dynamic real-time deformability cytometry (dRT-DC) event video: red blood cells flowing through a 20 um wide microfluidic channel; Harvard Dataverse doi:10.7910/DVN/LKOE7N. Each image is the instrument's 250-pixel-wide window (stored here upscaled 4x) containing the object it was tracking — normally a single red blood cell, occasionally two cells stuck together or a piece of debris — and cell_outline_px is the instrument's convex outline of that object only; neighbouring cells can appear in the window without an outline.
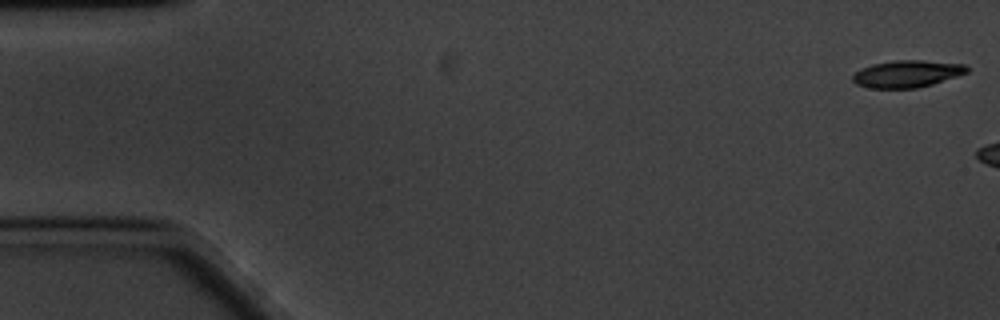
{"species": "common noctule bat (a hibernating species)", "species_latin": "Nyctalus noctula", "temperature_condition": "cold", "stored_images_in_passage": 12, "camera_frame_rate_fps": 3000, "um_per_image_px": 0.085, "animal": {"sex": "male", "body_mass_g": 20.1, "forearm_length_mm": 53.5}, "frame": {"image": 1, "passage_image": 1, "time_ms": 0.0, "image_size_px": [1000, 320], "cell_outline_px": [[968, 72], [932, 84], [916, 88], [872, 88], [856, 84], [852, 80], [852, 76], [860, 68], [872, 64], [892, 60], [924, 60], [964, 64], [968, 68]], "centroid_in_image_um": [77.07, 6.26], "position_along_channel_um": 7.9, "area_um2": 17.98}}